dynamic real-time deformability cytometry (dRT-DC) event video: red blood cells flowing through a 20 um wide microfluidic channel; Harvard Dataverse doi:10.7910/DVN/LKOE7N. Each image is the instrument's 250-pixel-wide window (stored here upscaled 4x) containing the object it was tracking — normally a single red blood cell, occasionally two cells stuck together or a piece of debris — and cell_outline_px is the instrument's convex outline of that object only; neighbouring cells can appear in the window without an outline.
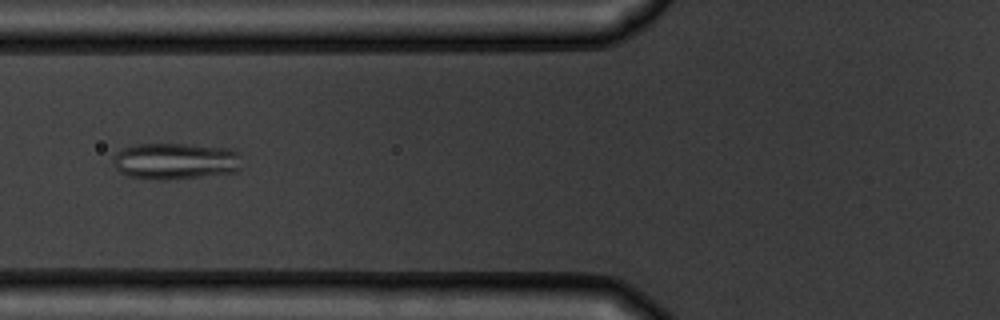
{"species": "common noctule bat (a hibernating species)", "species_latin": "Nyctalus noctula", "temperature_condition": "warm", "stored_images_in_passage": 6, "camera_frame_rate_fps": 3000, "um_per_image_px": 0.085, "animal": {"sex": "male", "body_mass_g": 19.5, "forearm_length_mm": 54.6}, "frame": {"image": 1, "passage_image": 5, "time_ms": 4.667, "image_size_px": [1000, 320], "cell_outline_px": [[240, 168], [236, 172], [168, 180], [152, 180], [128, 176], [120, 172], [116, 168], [112, 160], [112, 156], [116, 152], [124, 148], [136, 144], [188, 144], [228, 148], [236, 152], [240, 156]], "centroid_in_image_um": [14.87, 13.7], "position_along_channel_um": 110.9, "area_um2": 27.57}}